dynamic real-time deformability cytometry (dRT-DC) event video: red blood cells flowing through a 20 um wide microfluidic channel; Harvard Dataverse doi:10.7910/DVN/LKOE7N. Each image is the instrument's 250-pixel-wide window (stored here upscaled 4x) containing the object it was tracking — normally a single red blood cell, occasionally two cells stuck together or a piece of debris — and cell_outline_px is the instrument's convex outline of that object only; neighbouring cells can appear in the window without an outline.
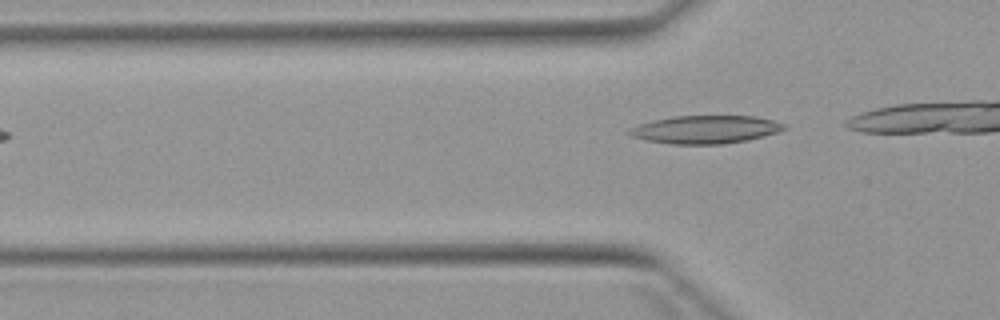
{"species": "Egyptian fruit bat (a non-hibernating species)", "species_latin": "Rousettus aegyptiacus", "temperature_condition": "warm", "stored_images_in_passage": 2, "camera_frame_rate_fps": 3000, "um_per_image_px": 0.085, "animal": {"sex": "female"}, "frame": {"image": 1, "passage_image": 2, "time_ms": 1.333, "image_size_px": [1000, 320], "cell_outline_px": [[788, 128], [780, 132], [748, 140], [724, 144], [672, 144], [644, 140], [632, 136], [628, 132], [628, 128], [640, 124], [656, 120], [676, 116], [756, 116], [772, 120], [784, 124]], "centroid_in_image_um": [60.0, 11.01], "position_along_channel_um": 65.8, "area_um2": 25.26}}